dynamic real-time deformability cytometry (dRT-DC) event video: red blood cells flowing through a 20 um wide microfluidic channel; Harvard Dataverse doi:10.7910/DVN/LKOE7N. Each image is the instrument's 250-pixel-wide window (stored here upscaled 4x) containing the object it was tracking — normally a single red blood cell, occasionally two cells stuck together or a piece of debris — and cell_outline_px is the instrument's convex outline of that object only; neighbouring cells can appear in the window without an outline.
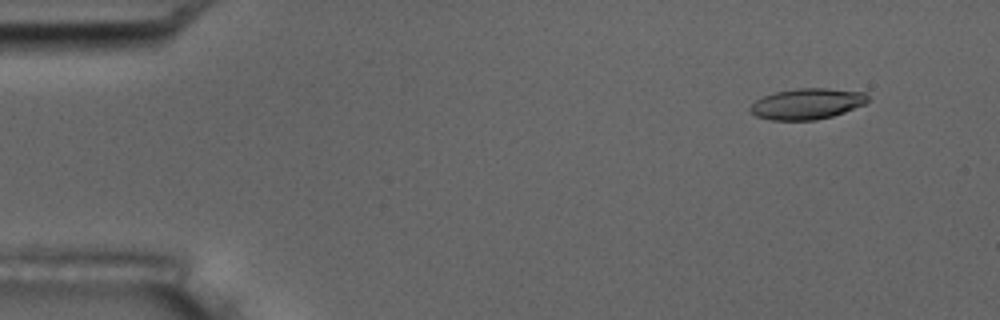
{"species": "common noctule bat (a hibernating species)", "species_latin": "Nyctalus noctula", "temperature_condition": "room temperature", "stored_images_in_passage": 4, "camera_frame_rate_fps": 3000, "um_per_image_px": 0.085, "animal": {"sex": "male", "body_mass_g": 17.5, "forearm_length_mm": 52.3}, "frame": {"image": 1, "passage_image": 1, "time_ms": 0.0, "image_size_px": [1000, 320], "cell_outline_px": [[868, 100], [864, 104], [844, 112], [832, 116], [816, 120], [772, 120], [756, 116], [748, 108], [756, 100], [764, 96], [776, 92], [796, 88], [824, 88], [864, 92], [868, 96]], "centroid_in_image_um": [68.59, 8.82], "position_along_channel_um": 16.4, "area_um2": 20.98}}